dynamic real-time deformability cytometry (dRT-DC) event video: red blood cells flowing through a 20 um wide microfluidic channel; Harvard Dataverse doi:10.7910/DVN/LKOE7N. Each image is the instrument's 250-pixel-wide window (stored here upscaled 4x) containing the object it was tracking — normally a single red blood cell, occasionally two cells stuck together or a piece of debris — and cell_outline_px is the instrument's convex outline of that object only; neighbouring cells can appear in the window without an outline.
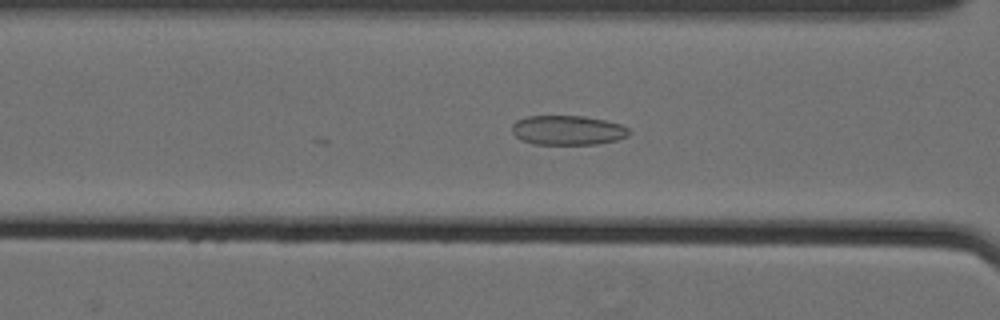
{"species": "Egyptian fruit bat (a non-hibernating species)", "species_latin": "Rousettus aegyptiacus", "temperature_condition": "cold", "stored_images_in_passage": 29, "camera_frame_rate_fps": 3000, "um_per_image_px": 0.085, "animal": {"sex": "female"}, "frame": {"image": 1, "passage_image": 22, "time_ms": 7.0, "image_size_px": [1000, 320], "cell_outline_px": [[632, 132], [628, 136], [616, 140], [596, 144], [532, 144], [520, 140], [512, 132], [512, 124], [516, 120], [524, 116], [584, 116], [604, 120], [620, 124], [628, 128]], "centroid_in_image_um": [48.23, 11.07], "position_along_channel_um": 118.4, "area_um2": 20.29}}
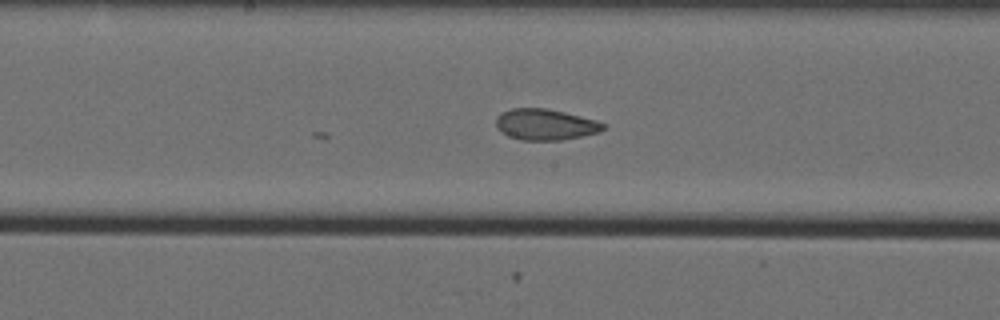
{"frame": {"image": 2, "passage_image": 29, "time_ms": 9.333, "image_size_px": [1000, 320], "cell_outline_px": [[604, 128], [600, 132], [560, 140], [520, 140], [508, 136], [496, 128], [496, 116], [500, 112], [512, 108], [544, 108], [564, 112], [596, 120], [604, 124]], "centroid_in_image_um": [46.3, 10.58], "position_along_channel_um": 201.9, "area_um2": 19.36}}